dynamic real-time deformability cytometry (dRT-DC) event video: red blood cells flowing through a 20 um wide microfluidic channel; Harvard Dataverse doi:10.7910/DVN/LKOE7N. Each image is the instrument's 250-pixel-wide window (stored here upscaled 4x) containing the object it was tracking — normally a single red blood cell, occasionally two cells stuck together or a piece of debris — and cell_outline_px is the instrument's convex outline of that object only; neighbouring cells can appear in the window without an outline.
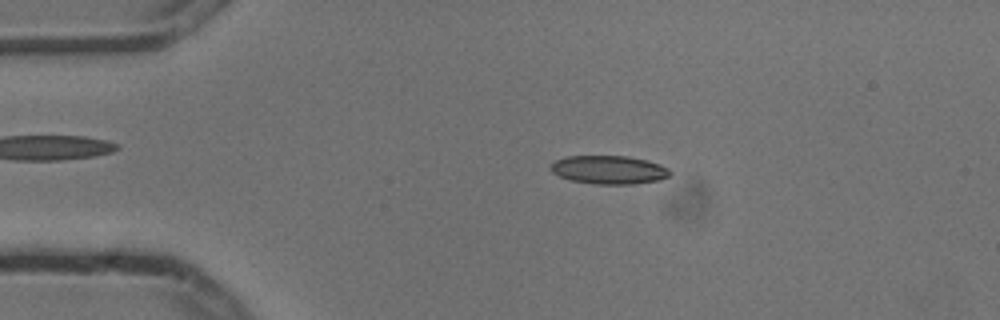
{"species": "common noctule bat (a hibernating species)", "species_latin": "Nyctalus noctula", "temperature_condition": "cold", "stored_images_in_passage": 5, "camera_frame_rate_fps": 3000, "um_per_image_px": 0.085, "animal": {"sex": "male", "body_mass_g": 13.3}, "frame": {"image": 1, "passage_image": 3, "time_ms": 0.667, "image_size_px": [1000, 320], "cell_outline_px": [[672, 172], [668, 176], [660, 180], [632, 184], [596, 184], [572, 180], [560, 176], [552, 172], [548, 168], [556, 160], [568, 156], [628, 156], [648, 160], [660, 164], [668, 168]], "centroid_in_image_um": [51.78, 14.43], "position_along_channel_um": 33.2, "area_um2": 19.77}}
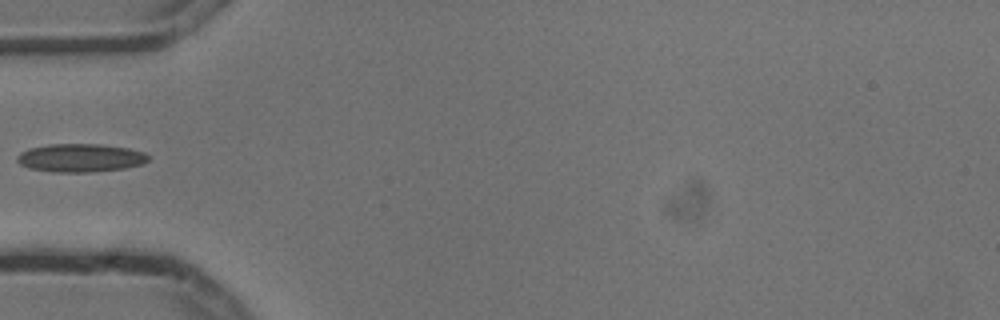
{"frame": {"image": 2, "passage_image": 5, "time_ms": 1.333, "image_size_px": [1000, 320], "cell_outline_px": [[148, 160], [144, 164], [124, 168], [92, 172], [52, 172], [28, 168], [20, 164], [16, 160], [16, 156], [20, 152], [28, 148], [48, 144], [100, 144], [128, 148], [144, 152], [148, 156]], "centroid_in_image_um": [6.8, 13.42], "position_along_channel_um": 78.2, "area_um2": 21.79}}